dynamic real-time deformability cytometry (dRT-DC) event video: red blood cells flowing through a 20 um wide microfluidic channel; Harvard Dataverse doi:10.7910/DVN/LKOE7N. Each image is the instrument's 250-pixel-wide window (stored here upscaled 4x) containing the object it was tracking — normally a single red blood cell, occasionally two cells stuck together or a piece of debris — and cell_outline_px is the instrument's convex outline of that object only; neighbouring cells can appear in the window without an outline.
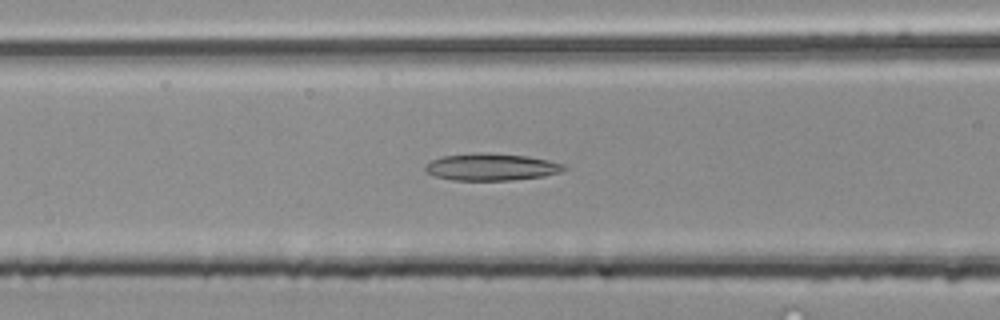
{"species": "common noctule bat (a hibernating species)", "species_latin": "Nyctalus noctula", "temperature_condition": "room temperature", "stored_images_in_passage": 38, "camera_frame_rate_fps": 3000, "um_per_image_px": 0.085, "animal": {"sex": "male", "body_mass_g": 20.4}, "frame": {"image": 1, "passage_image": 7, "time_ms": 2.0, "image_size_px": [1000, 320], "cell_outline_px": [[564, 168], [560, 172], [544, 176], [512, 180], [452, 180], [436, 176], [424, 172], [424, 168], [432, 160], [444, 156], [528, 156], [548, 160], [564, 164]], "centroid_in_image_um": [41.79, 14.26], "position_along_channel_um": 124.8, "area_um2": 20.46}}
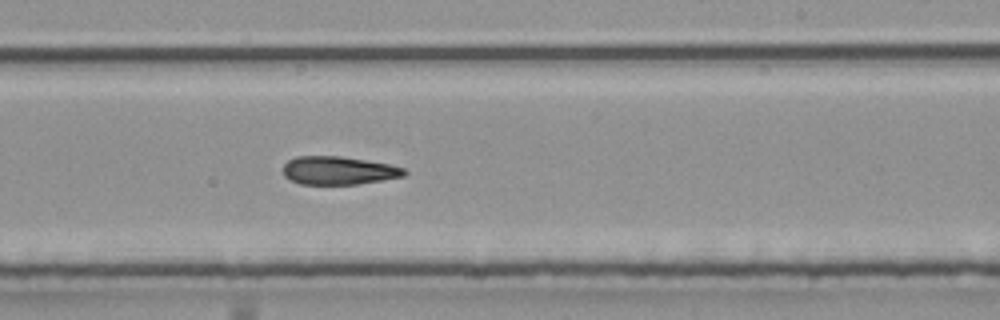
{"frame": {"image": 2, "passage_image": 17, "time_ms": 5.333, "image_size_px": [1000, 320], "cell_outline_px": [[408, 172], [404, 176], [356, 184], [300, 184], [284, 176], [284, 164], [288, 160], [296, 156], [340, 156], [388, 164], [404, 168]], "centroid_in_image_um": [28.76, 14.49], "position_along_channel_um": 260.2, "area_um2": 19.71}}
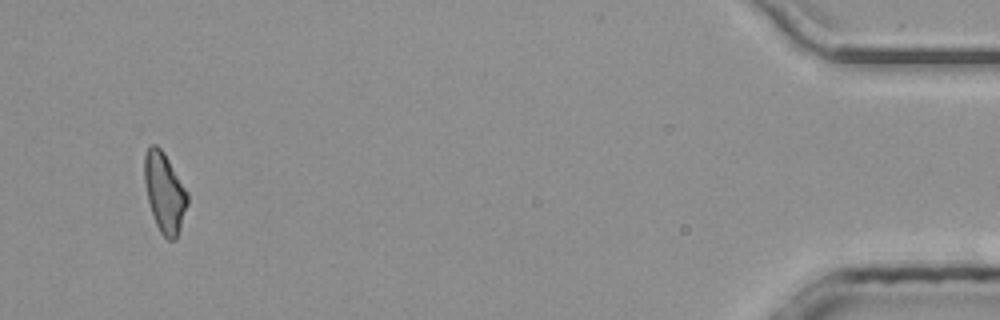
{"frame": {"image": 3, "passage_image": 35, "time_ms": 11.333, "image_size_px": [1000, 320], "cell_outline_px": [[188, 204], [176, 240], [168, 240], [160, 232], [156, 224], [148, 200], [144, 184], [144, 156], [148, 148], [152, 144], [156, 144], [164, 152], [188, 192]], "centroid_in_image_um": [13.99, 16.36], "position_along_channel_um": 421.2, "area_um2": 20.0}}